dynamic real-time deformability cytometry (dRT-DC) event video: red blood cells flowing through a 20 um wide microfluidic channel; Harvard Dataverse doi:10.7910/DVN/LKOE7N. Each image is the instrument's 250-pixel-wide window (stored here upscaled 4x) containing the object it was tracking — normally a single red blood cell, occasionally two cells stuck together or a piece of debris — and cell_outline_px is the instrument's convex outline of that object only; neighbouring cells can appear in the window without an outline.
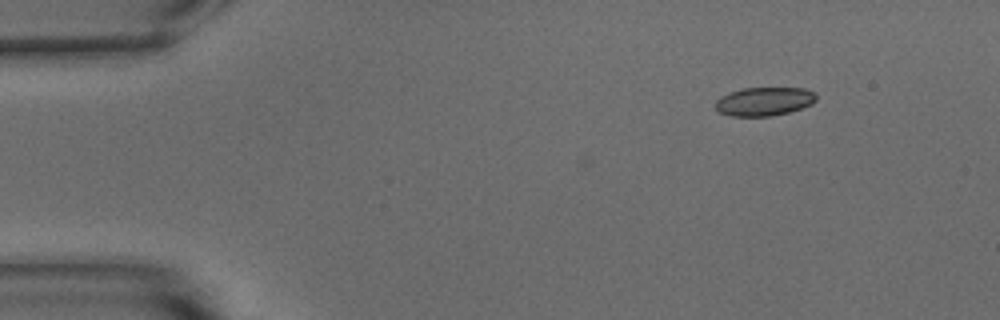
{"species": "common noctule bat (a hibernating species)", "species_latin": "Nyctalus noctula", "temperature_condition": "warm", "stored_images_in_passage": 48, "camera_frame_rate_fps": 3000, "um_per_image_px": 0.085, "animal": {"sex": "male", "body_mass_g": 15.6}, "frame": {"image": 1, "passage_image": 1, "time_ms": 0.0, "image_size_px": [1000, 320], "cell_outline_px": [[816, 100], [812, 104], [788, 112], [772, 116], [732, 116], [720, 112], [716, 108], [716, 100], [720, 96], [728, 92], [744, 88], [804, 88], [816, 92]], "centroid_in_image_um": [64.96, 8.61], "position_along_channel_um": 20.0, "area_um2": 16.82}}
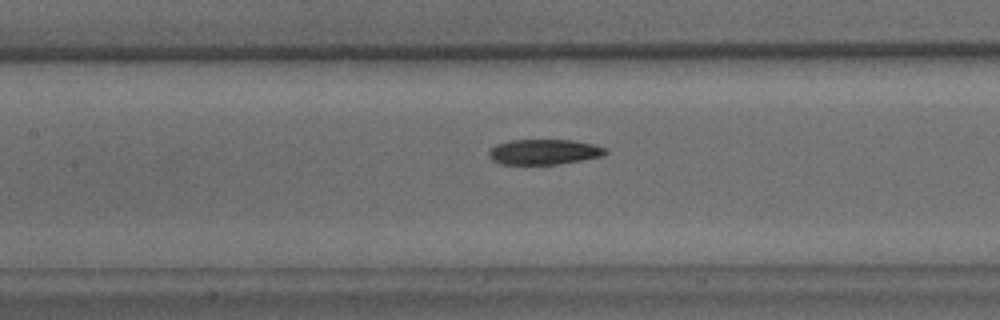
{"frame": {"image": 2, "passage_image": 19, "time_ms": 6.0, "image_size_px": [1000, 320], "cell_outline_px": [[608, 152], [604, 156], [556, 164], [500, 164], [492, 160], [488, 152], [496, 144], [512, 140], [572, 140], [592, 144], [608, 148]], "centroid_in_image_um": [46.27, 12.91], "position_along_channel_um": 161.1, "area_um2": 17.11}}
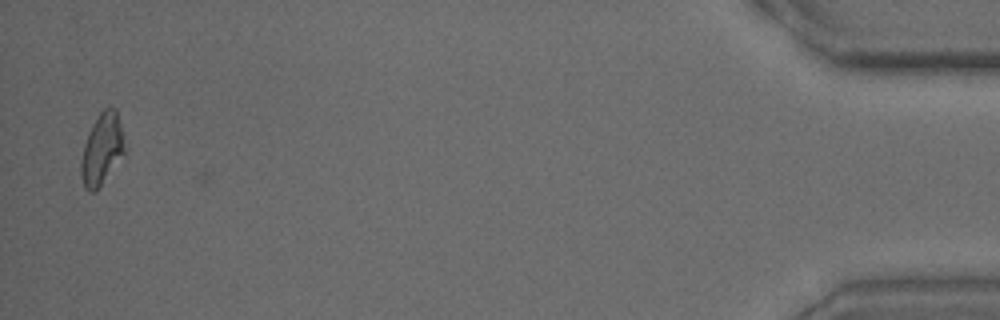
{"frame": {"image": 3, "passage_image": 47, "time_ms": 15.333, "image_size_px": [1000, 320], "cell_outline_px": [[124, 152], [96, 192], [88, 192], [84, 188], [80, 176], [80, 160], [84, 144], [88, 132], [92, 124], [100, 112], [104, 108], [116, 108], [120, 124], [124, 148]], "centroid_in_image_um": [8.6, 12.71], "position_along_channel_um": 426.6, "area_um2": 17.92}, "authors_computed_cell_mechanics": {"area_um2": 18.0047, "velocity_mm_per_s": 3.7858, "shape_relaxation_time_tau1_ms": 5.0143, "shape_relaxation_time_tau2_ms": 5.3297, "deformation_change_tau1": 0.1519, "deformation_change_tau2": 0.1249}}